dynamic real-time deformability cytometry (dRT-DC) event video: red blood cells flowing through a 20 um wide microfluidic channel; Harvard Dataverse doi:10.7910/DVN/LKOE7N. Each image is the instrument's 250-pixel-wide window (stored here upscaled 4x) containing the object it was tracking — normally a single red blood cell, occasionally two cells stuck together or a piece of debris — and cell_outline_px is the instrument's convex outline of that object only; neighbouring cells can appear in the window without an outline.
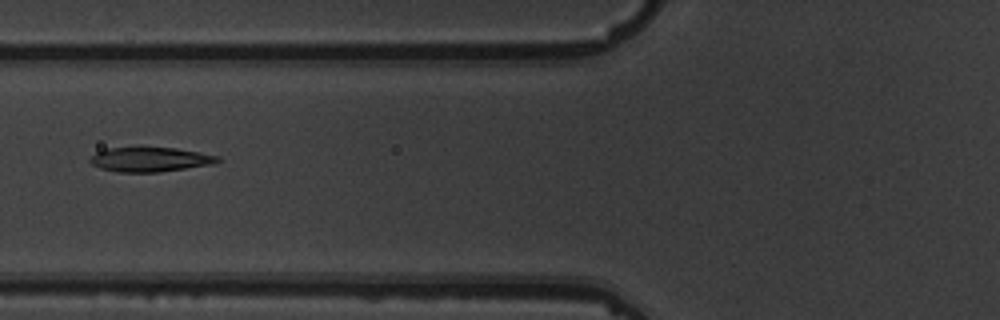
{"species": "common noctule bat (a hibernating species)", "species_latin": "Nyctalus noctula", "temperature_condition": "warm", "stored_images_in_passage": 7, "camera_frame_rate_fps": 3000, "um_per_image_px": 0.085, "animal": {"sex": "male", "body_mass_g": 19.5, "forearm_length_mm": 54.6}, "frame": {"image": 1, "passage_image": 7, "time_ms": 7.667, "image_size_px": [1000, 320], "cell_outline_px": [[220, 160], [212, 164], [156, 172], [116, 172], [100, 168], [92, 164], [88, 160], [96, 152], [108, 148], [176, 148], [200, 152], [220, 156]], "centroid_in_image_um": [12.74, 13.55], "position_along_channel_um": 113.1, "area_um2": 17.98}}